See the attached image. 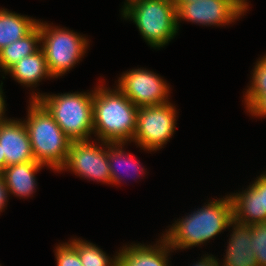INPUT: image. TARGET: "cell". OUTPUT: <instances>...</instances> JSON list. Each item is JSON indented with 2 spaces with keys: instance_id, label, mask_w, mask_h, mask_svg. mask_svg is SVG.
<instances>
[{
  "instance_id": "5",
  "label": "cell",
  "mask_w": 266,
  "mask_h": 266,
  "mask_svg": "<svg viewBox=\"0 0 266 266\" xmlns=\"http://www.w3.org/2000/svg\"><path fill=\"white\" fill-rule=\"evenodd\" d=\"M121 12L155 49L167 45L178 33L176 5L172 0H131Z\"/></svg>"
},
{
  "instance_id": "11",
  "label": "cell",
  "mask_w": 266,
  "mask_h": 266,
  "mask_svg": "<svg viewBox=\"0 0 266 266\" xmlns=\"http://www.w3.org/2000/svg\"><path fill=\"white\" fill-rule=\"evenodd\" d=\"M229 195L235 221L248 225L266 222V171L246 190Z\"/></svg>"
},
{
  "instance_id": "4",
  "label": "cell",
  "mask_w": 266,
  "mask_h": 266,
  "mask_svg": "<svg viewBox=\"0 0 266 266\" xmlns=\"http://www.w3.org/2000/svg\"><path fill=\"white\" fill-rule=\"evenodd\" d=\"M93 93L94 90L58 95L32 92L30 100H37L71 141L89 140L94 134Z\"/></svg>"
},
{
  "instance_id": "20",
  "label": "cell",
  "mask_w": 266,
  "mask_h": 266,
  "mask_svg": "<svg viewBox=\"0 0 266 266\" xmlns=\"http://www.w3.org/2000/svg\"><path fill=\"white\" fill-rule=\"evenodd\" d=\"M68 242L77 250L83 266H118L117 254L110 258L97 245L79 238Z\"/></svg>"
},
{
  "instance_id": "29",
  "label": "cell",
  "mask_w": 266,
  "mask_h": 266,
  "mask_svg": "<svg viewBox=\"0 0 266 266\" xmlns=\"http://www.w3.org/2000/svg\"><path fill=\"white\" fill-rule=\"evenodd\" d=\"M173 2H189V1H196V0H172Z\"/></svg>"
},
{
  "instance_id": "13",
  "label": "cell",
  "mask_w": 266,
  "mask_h": 266,
  "mask_svg": "<svg viewBox=\"0 0 266 266\" xmlns=\"http://www.w3.org/2000/svg\"><path fill=\"white\" fill-rule=\"evenodd\" d=\"M155 245L133 244L123 246L117 253L118 266H169L168 254L173 252L160 237Z\"/></svg>"
},
{
  "instance_id": "6",
  "label": "cell",
  "mask_w": 266,
  "mask_h": 266,
  "mask_svg": "<svg viewBox=\"0 0 266 266\" xmlns=\"http://www.w3.org/2000/svg\"><path fill=\"white\" fill-rule=\"evenodd\" d=\"M41 49L47 61L52 78H58L70 71L83 58L88 49V39L80 33L66 28L51 26L38 20Z\"/></svg>"
},
{
  "instance_id": "27",
  "label": "cell",
  "mask_w": 266,
  "mask_h": 266,
  "mask_svg": "<svg viewBox=\"0 0 266 266\" xmlns=\"http://www.w3.org/2000/svg\"><path fill=\"white\" fill-rule=\"evenodd\" d=\"M3 85V82L1 81V84H0V121H6L8 120L6 118V116L4 115L6 112V108H5V100H4V94H3V90H2V86Z\"/></svg>"
},
{
  "instance_id": "21",
  "label": "cell",
  "mask_w": 266,
  "mask_h": 266,
  "mask_svg": "<svg viewBox=\"0 0 266 266\" xmlns=\"http://www.w3.org/2000/svg\"><path fill=\"white\" fill-rule=\"evenodd\" d=\"M251 73L250 86L246 89L244 105L246 110L262 95L266 94V54L259 58Z\"/></svg>"
},
{
  "instance_id": "22",
  "label": "cell",
  "mask_w": 266,
  "mask_h": 266,
  "mask_svg": "<svg viewBox=\"0 0 266 266\" xmlns=\"http://www.w3.org/2000/svg\"><path fill=\"white\" fill-rule=\"evenodd\" d=\"M251 248L258 266H266V222L251 225Z\"/></svg>"
},
{
  "instance_id": "26",
  "label": "cell",
  "mask_w": 266,
  "mask_h": 266,
  "mask_svg": "<svg viewBox=\"0 0 266 266\" xmlns=\"http://www.w3.org/2000/svg\"><path fill=\"white\" fill-rule=\"evenodd\" d=\"M204 257H202L200 260H198V262L196 261V263H193L192 266H220V261L218 262L216 259L217 257L213 256V255H208L206 254L203 255Z\"/></svg>"
},
{
  "instance_id": "7",
  "label": "cell",
  "mask_w": 266,
  "mask_h": 266,
  "mask_svg": "<svg viewBox=\"0 0 266 266\" xmlns=\"http://www.w3.org/2000/svg\"><path fill=\"white\" fill-rule=\"evenodd\" d=\"M177 110L171 103L139 107L133 141L146 151L165 146L176 129Z\"/></svg>"
},
{
  "instance_id": "28",
  "label": "cell",
  "mask_w": 266,
  "mask_h": 266,
  "mask_svg": "<svg viewBox=\"0 0 266 266\" xmlns=\"http://www.w3.org/2000/svg\"><path fill=\"white\" fill-rule=\"evenodd\" d=\"M5 168H6L5 156H2V151L0 147V174L4 171Z\"/></svg>"
},
{
  "instance_id": "3",
  "label": "cell",
  "mask_w": 266,
  "mask_h": 266,
  "mask_svg": "<svg viewBox=\"0 0 266 266\" xmlns=\"http://www.w3.org/2000/svg\"><path fill=\"white\" fill-rule=\"evenodd\" d=\"M27 116L23 122L27 127L35 161L54 172H61L71 139L37 100H29Z\"/></svg>"
},
{
  "instance_id": "23",
  "label": "cell",
  "mask_w": 266,
  "mask_h": 266,
  "mask_svg": "<svg viewBox=\"0 0 266 266\" xmlns=\"http://www.w3.org/2000/svg\"><path fill=\"white\" fill-rule=\"evenodd\" d=\"M57 266H83L77 250L69 243H60L55 249Z\"/></svg>"
},
{
  "instance_id": "14",
  "label": "cell",
  "mask_w": 266,
  "mask_h": 266,
  "mask_svg": "<svg viewBox=\"0 0 266 266\" xmlns=\"http://www.w3.org/2000/svg\"><path fill=\"white\" fill-rule=\"evenodd\" d=\"M232 227L226 255H224L221 266H258L255 258V251L251 246V225L242 224L234 219L230 222Z\"/></svg>"
},
{
  "instance_id": "25",
  "label": "cell",
  "mask_w": 266,
  "mask_h": 266,
  "mask_svg": "<svg viewBox=\"0 0 266 266\" xmlns=\"http://www.w3.org/2000/svg\"><path fill=\"white\" fill-rule=\"evenodd\" d=\"M9 190L5 184V181L0 174V212H2L8 202Z\"/></svg>"
},
{
  "instance_id": "9",
  "label": "cell",
  "mask_w": 266,
  "mask_h": 266,
  "mask_svg": "<svg viewBox=\"0 0 266 266\" xmlns=\"http://www.w3.org/2000/svg\"><path fill=\"white\" fill-rule=\"evenodd\" d=\"M89 140L72 141L67 160L61 171L71 170L80 178L111 184V174L108 163V143L99 144ZM102 145L104 147H102Z\"/></svg>"
},
{
  "instance_id": "18",
  "label": "cell",
  "mask_w": 266,
  "mask_h": 266,
  "mask_svg": "<svg viewBox=\"0 0 266 266\" xmlns=\"http://www.w3.org/2000/svg\"><path fill=\"white\" fill-rule=\"evenodd\" d=\"M38 20L0 8V50L20 40L36 25Z\"/></svg>"
},
{
  "instance_id": "24",
  "label": "cell",
  "mask_w": 266,
  "mask_h": 266,
  "mask_svg": "<svg viewBox=\"0 0 266 266\" xmlns=\"http://www.w3.org/2000/svg\"><path fill=\"white\" fill-rule=\"evenodd\" d=\"M251 116L266 117V94L260 96L248 109Z\"/></svg>"
},
{
  "instance_id": "30",
  "label": "cell",
  "mask_w": 266,
  "mask_h": 266,
  "mask_svg": "<svg viewBox=\"0 0 266 266\" xmlns=\"http://www.w3.org/2000/svg\"><path fill=\"white\" fill-rule=\"evenodd\" d=\"M126 2H124V4H126V3H128V2H130L131 0H125Z\"/></svg>"
},
{
  "instance_id": "19",
  "label": "cell",
  "mask_w": 266,
  "mask_h": 266,
  "mask_svg": "<svg viewBox=\"0 0 266 266\" xmlns=\"http://www.w3.org/2000/svg\"><path fill=\"white\" fill-rule=\"evenodd\" d=\"M125 145L126 143L123 142L108 143V163L111 174V185H118L121 183V180L124 178L122 176L124 175H121L120 170H123V172L126 171L127 175H129L128 171L130 172V169H132L131 171H133L134 176L137 175L138 177H142V175L145 173L144 171L146 169L142 166V164H140L138 160H135L132 154H127L124 151L123 146ZM121 166L123 167V169L121 168ZM133 178L135 179V177Z\"/></svg>"
},
{
  "instance_id": "15",
  "label": "cell",
  "mask_w": 266,
  "mask_h": 266,
  "mask_svg": "<svg viewBox=\"0 0 266 266\" xmlns=\"http://www.w3.org/2000/svg\"><path fill=\"white\" fill-rule=\"evenodd\" d=\"M43 167L35 160L7 166L1 175L9 190V195L13 194L20 199L31 197L37 188L35 174Z\"/></svg>"
},
{
  "instance_id": "10",
  "label": "cell",
  "mask_w": 266,
  "mask_h": 266,
  "mask_svg": "<svg viewBox=\"0 0 266 266\" xmlns=\"http://www.w3.org/2000/svg\"><path fill=\"white\" fill-rule=\"evenodd\" d=\"M116 86L138 108L170 102V87L166 80L150 70H129L121 74Z\"/></svg>"
},
{
  "instance_id": "16",
  "label": "cell",
  "mask_w": 266,
  "mask_h": 266,
  "mask_svg": "<svg viewBox=\"0 0 266 266\" xmlns=\"http://www.w3.org/2000/svg\"><path fill=\"white\" fill-rule=\"evenodd\" d=\"M6 73L26 87H37L42 79L52 78L41 48L14 64Z\"/></svg>"
},
{
  "instance_id": "2",
  "label": "cell",
  "mask_w": 266,
  "mask_h": 266,
  "mask_svg": "<svg viewBox=\"0 0 266 266\" xmlns=\"http://www.w3.org/2000/svg\"><path fill=\"white\" fill-rule=\"evenodd\" d=\"M136 107L117 86L98 85L93 93V133L98 141L127 143L133 141L137 120Z\"/></svg>"
},
{
  "instance_id": "8",
  "label": "cell",
  "mask_w": 266,
  "mask_h": 266,
  "mask_svg": "<svg viewBox=\"0 0 266 266\" xmlns=\"http://www.w3.org/2000/svg\"><path fill=\"white\" fill-rule=\"evenodd\" d=\"M174 3L178 30L181 20L203 26H225L245 15L249 8L247 0H196Z\"/></svg>"
},
{
  "instance_id": "17",
  "label": "cell",
  "mask_w": 266,
  "mask_h": 266,
  "mask_svg": "<svg viewBox=\"0 0 266 266\" xmlns=\"http://www.w3.org/2000/svg\"><path fill=\"white\" fill-rule=\"evenodd\" d=\"M41 48L40 26L37 24L27 35L0 50V72H6L24 57Z\"/></svg>"
},
{
  "instance_id": "12",
  "label": "cell",
  "mask_w": 266,
  "mask_h": 266,
  "mask_svg": "<svg viewBox=\"0 0 266 266\" xmlns=\"http://www.w3.org/2000/svg\"><path fill=\"white\" fill-rule=\"evenodd\" d=\"M0 147L6 167L35 160L27 127L21 119L9 118L0 123Z\"/></svg>"
},
{
  "instance_id": "1",
  "label": "cell",
  "mask_w": 266,
  "mask_h": 266,
  "mask_svg": "<svg viewBox=\"0 0 266 266\" xmlns=\"http://www.w3.org/2000/svg\"><path fill=\"white\" fill-rule=\"evenodd\" d=\"M225 196L209 200L202 208L175 220L161 237L175 251L205 244L227 229L233 220L231 197Z\"/></svg>"
}]
</instances>
